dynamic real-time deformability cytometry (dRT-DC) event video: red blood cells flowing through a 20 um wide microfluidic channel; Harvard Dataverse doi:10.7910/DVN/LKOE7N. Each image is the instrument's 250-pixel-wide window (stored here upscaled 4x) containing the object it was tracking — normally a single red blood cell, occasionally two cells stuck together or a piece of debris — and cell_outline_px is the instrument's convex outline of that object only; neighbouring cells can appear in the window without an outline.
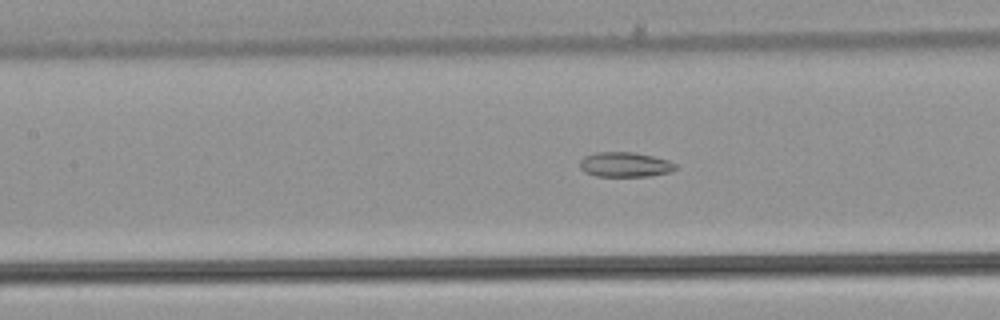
{"species": "common noctule bat (a hibernating species)", "species_latin": "Nyctalus noctula", "temperature_condition": "warm", "stored_images_in_passage": 37, "camera_frame_rate_fps": 3000, "um_per_image_px": 0.085, "animal": {"sex": "male", "body_mass_g": 21.5, "forearm_length_mm": 52.0}, "frame": {"image": 1, "passage_image": 9, "time_ms": 2.667, "image_size_px": [1000, 320], "cell_outline_px": [[680, 168], [672, 172], [652, 176], [596, 176], [584, 172], [580, 168], [580, 160], [584, 156], [596, 152], [632, 152], [652, 156], [668, 160], [676, 164]], "centroid_in_image_um": [53.16, 14.0], "position_along_channel_um": 154.2, "area_um2": 14.05}}
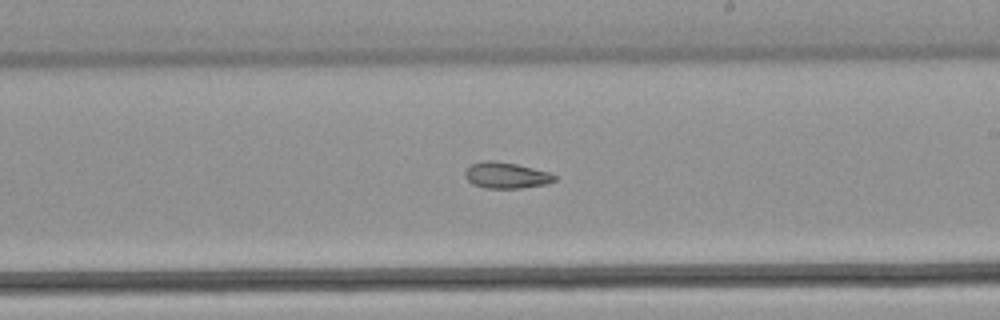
{"frame": {"image": 2, "passage_image": 16, "time_ms": 5.0, "image_size_px": [1000, 320], "cell_outline_px": [[556, 180], [548, 184], [520, 188], [484, 188], [472, 184], [464, 176], [464, 172], [472, 164], [484, 160], [492, 160], [516, 164], [548, 172], [556, 176]], "centroid_in_image_um": [43.01, 14.91], "position_along_channel_um": 246.0, "area_um2": 13.58}}
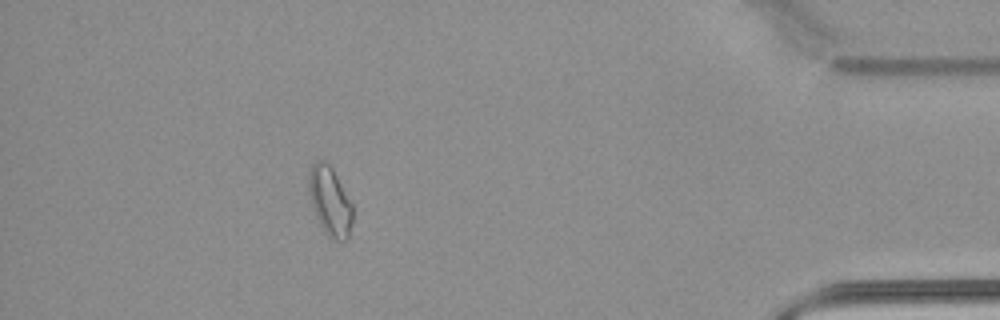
{"frame": {"image": 3, "passage_image": 32, "time_ms": 10.333, "image_size_px": [1000, 320], "cell_outline_px": [[352, 220], [348, 240], [332, 240], [324, 232], [316, 216], [308, 192], [308, 172], [312, 164], [316, 160], [324, 160], [332, 168], [352, 204]], "centroid_in_image_um": [28.03, 17.1], "position_along_channel_um": 407.2, "area_um2": 17.63}, "authors_computed_cell_mechanics": {"area_um2": 14.45, "velocity_mm_per_s": 3.9415, "shape_relaxation_time_tau1_ms": null, "shape_relaxation_time_tau2_ms": 7.0289, "deformation_change_tau1": null, "deformation_change_tau2": 0.1303}}